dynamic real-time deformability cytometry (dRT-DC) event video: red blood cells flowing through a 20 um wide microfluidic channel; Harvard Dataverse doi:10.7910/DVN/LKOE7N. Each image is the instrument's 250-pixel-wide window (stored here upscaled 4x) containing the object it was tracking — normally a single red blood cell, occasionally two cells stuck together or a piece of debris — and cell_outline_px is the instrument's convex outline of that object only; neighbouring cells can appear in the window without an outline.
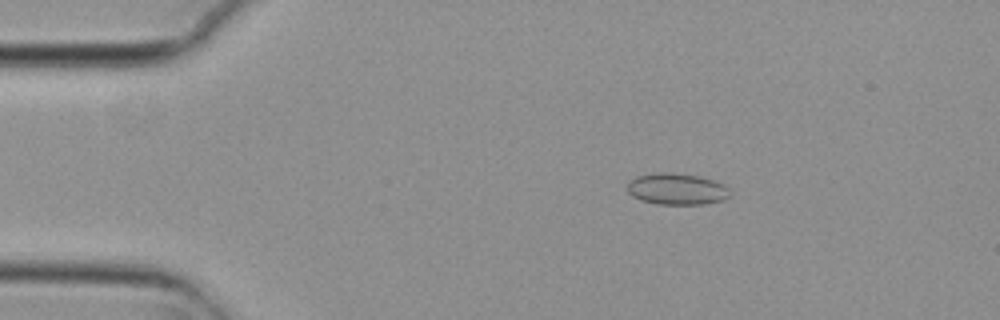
{"species": "common noctule bat (a hibernating species)", "species_latin": "Nyctalus noctula", "temperature_condition": "cold", "stored_images_in_passage": 56, "camera_frame_rate_fps": 3000, "um_per_image_px": 0.085, "animal": {"sex": "female", "body_mass_g": 29.2, "forearm_length_mm": 56.3}, "frame": {"image": 1, "passage_image": 10, "time_ms": 3.0, "image_size_px": [1000, 320], "cell_outline_px": [[732, 196], [724, 200], [704, 204], [656, 204], [640, 200], [632, 196], [628, 192], [628, 180], [636, 176], [660, 172], [664, 172], [700, 176], [724, 184], [732, 188]], "centroid_in_image_um": [57.57, 16.07], "position_along_channel_um": 27.4, "area_um2": 19.13}}
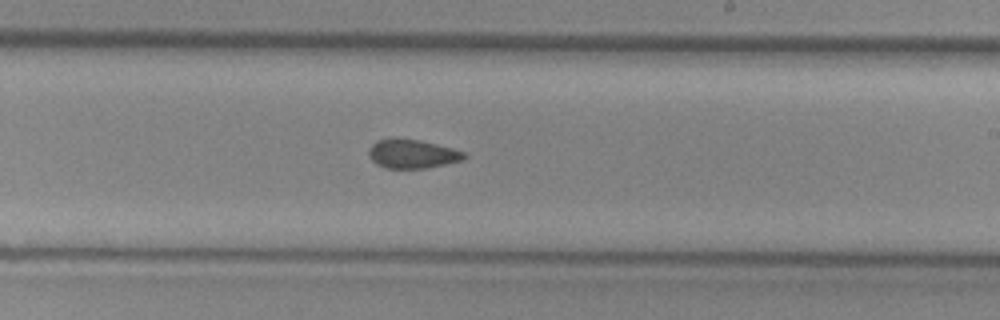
{"frame": {"image": 2, "passage_image": 33, "time_ms": 10.667, "image_size_px": [1000, 320], "cell_outline_px": [[468, 156], [464, 160], [428, 168], [384, 168], [376, 164], [368, 156], [368, 148], [376, 140], [392, 136], [420, 140], [452, 148], [464, 152]], "centroid_in_image_um": [35.0, 13.06], "position_along_channel_um": 254.0, "area_um2": 16.53}}
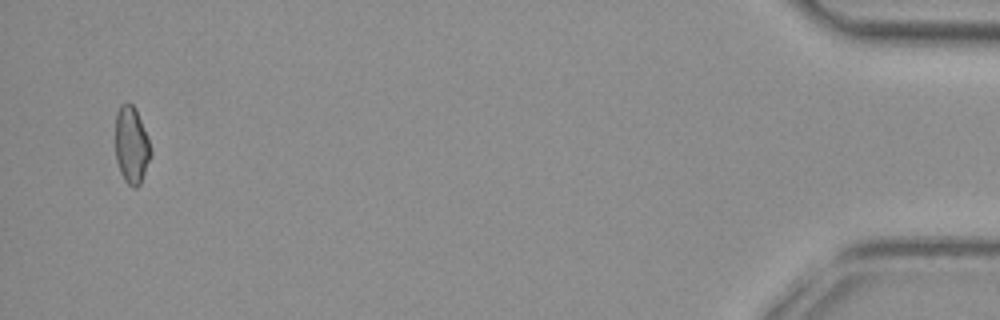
{"frame": {"image": 3, "passage_image": 54, "time_ms": 17.667, "image_size_px": [1000, 320], "cell_outline_px": [[152, 152], [140, 184], [136, 188], [132, 188], [124, 180], [120, 172], [116, 160], [116, 112], [120, 104], [132, 104], [136, 108], [148, 136]], "centroid_in_image_um": [11.18, 12.33], "position_along_channel_um": 424.0, "area_um2": 15.95}, "authors_computed_cell_mechanics": {"area_um2": 16.7909, "velocity_mm_per_s": 3.7183, "shape_relaxation_time_tau1_ms": null, "shape_relaxation_time_tau2_ms": 3.0715, "deformation_change_tau1": null, "deformation_change_tau2": 0.0778}}